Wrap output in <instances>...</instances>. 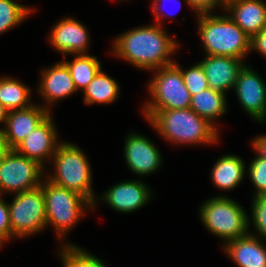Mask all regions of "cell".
Wrapping results in <instances>:
<instances>
[{"mask_svg": "<svg viewBox=\"0 0 266 267\" xmlns=\"http://www.w3.org/2000/svg\"><path fill=\"white\" fill-rule=\"evenodd\" d=\"M72 60L63 57V62L68 67L77 91H83L102 68L100 60L90 54L72 55Z\"/></svg>", "mask_w": 266, "mask_h": 267, "instance_id": "obj_24", "label": "cell"}, {"mask_svg": "<svg viewBox=\"0 0 266 267\" xmlns=\"http://www.w3.org/2000/svg\"><path fill=\"white\" fill-rule=\"evenodd\" d=\"M6 241L0 236V249L4 246Z\"/></svg>", "mask_w": 266, "mask_h": 267, "instance_id": "obj_37", "label": "cell"}, {"mask_svg": "<svg viewBox=\"0 0 266 267\" xmlns=\"http://www.w3.org/2000/svg\"><path fill=\"white\" fill-rule=\"evenodd\" d=\"M40 186L45 197L47 228L52 227L60 244H72L66 241L68 233L83 219L87 209L93 212V204L81 194L55 185L46 178Z\"/></svg>", "mask_w": 266, "mask_h": 267, "instance_id": "obj_5", "label": "cell"}, {"mask_svg": "<svg viewBox=\"0 0 266 267\" xmlns=\"http://www.w3.org/2000/svg\"><path fill=\"white\" fill-rule=\"evenodd\" d=\"M0 195V236L7 242L12 240V228L9 214V204Z\"/></svg>", "mask_w": 266, "mask_h": 267, "instance_id": "obj_30", "label": "cell"}, {"mask_svg": "<svg viewBox=\"0 0 266 267\" xmlns=\"http://www.w3.org/2000/svg\"><path fill=\"white\" fill-rule=\"evenodd\" d=\"M246 164L242 157L224 154L218 158L211 169V181L220 191H233L245 178Z\"/></svg>", "mask_w": 266, "mask_h": 267, "instance_id": "obj_20", "label": "cell"}, {"mask_svg": "<svg viewBox=\"0 0 266 267\" xmlns=\"http://www.w3.org/2000/svg\"><path fill=\"white\" fill-rule=\"evenodd\" d=\"M123 155L131 173L145 177L158 172L163 155L150 138L131 131L125 137Z\"/></svg>", "mask_w": 266, "mask_h": 267, "instance_id": "obj_12", "label": "cell"}, {"mask_svg": "<svg viewBox=\"0 0 266 267\" xmlns=\"http://www.w3.org/2000/svg\"><path fill=\"white\" fill-rule=\"evenodd\" d=\"M8 150L3 131L0 130V160Z\"/></svg>", "mask_w": 266, "mask_h": 267, "instance_id": "obj_36", "label": "cell"}, {"mask_svg": "<svg viewBox=\"0 0 266 267\" xmlns=\"http://www.w3.org/2000/svg\"><path fill=\"white\" fill-rule=\"evenodd\" d=\"M199 62L204 69L209 88L225 94L233 91L238 74L246 64L243 59L213 55H205V59Z\"/></svg>", "mask_w": 266, "mask_h": 267, "instance_id": "obj_17", "label": "cell"}, {"mask_svg": "<svg viewBox=\"0 0 266 267\" xmlns=\"http://www.w3.org/2000/svg\"><path fill=\"white\" fill-rule=\"evenodd\" d=\"M43 100L40 105L52 113L51 106L78 93L71 73L66 64L61 61L40 71V80L36 88ZM45 103V104H44Z\"/></svg>", "mask_w": 266, "mask_h": 267, "instance_id": "obj_15", "label": "cell"}, {"mask_svg": "<svg viewBox=\"0 0 266 267\" xmlns=\"http://www.w3.org/2000/svg\"><path fill=\"white\" fill-rule=\"evenodd\" d=\"M237 100L257 123L266 122V83L249 64L240 70L234 86Z\"/></svg>", "mask_w": 266, "mask_h": 267, "instance_id": "obj_10", "label": "cell"}, {"mask_svg": "<svg viewBox=\"0 0 266 267\" xmlns=\"http://www.w3.org/2000/svg\"><path fill=\"white\" fill-rule=\"evenodd\" d=\"M152 73L154 76L146 88L150 97L141 108L145 121L148 122L160 110L190 108L192 96L175 63L155 69Z\"/></svg>", "mask_w": 266, "mask_h": 267, "instance_id": "obj_6", "label": "cell"}, {"mask_svg": "<svg viewBox=\"0 0 266 267\" xmlns=\"http://www.w3.org/2000/svg\"><path fill=\"white\" fill-rule=\"evenodd\" d=\"M222 13H198L195 16L204 54L246 60L251 53V37L226 12Z\"/></svg>", "mask_w": 266, "mask_h": 267, "instance_id": "obj_3", "label": "cell"}, {"mask_svg": "<svg viewBox=\"0 0 266 267\" xmlns=\"http://www.w3.org/2000/svg\"><path fill=\"white\" fill-rule=\"evenodd\" d=\"M221 91L207 88L198 95L191 97L190 108L200 117L206 119L219 132L217 120L227 114V96Z\"/></svg>", "mask_w": 266, "mask_h": 267, "instance_id": "obj_21", "label": "cell"}, {"mask_svg": "<svg viewBox=\"0 0 266 267\" xmlns=\"http://www.w3.org/2000/svg\"><path fill=\"white\" fill-rule=\"evenodd\" d=\"M82 92L84 104L108 105L116 102L118 99L120 84L101 68L93 81Z\"/></svg>", "mask_w": 266, "mask_h": 267, "instance_id": "obj_22", "label": "cell"}, {"mask_svg": "<svg viewBox=\"0 0 266 267\" xmlns=\"http://www.w3.org/2000/svg\"><path fill=\"white\" fill-rule=\"evenodd\" d=\"M52 172H45V178L60 187L73 190L93 205L98 194L92 187V168L86 153L74 143L62 141L51 159ZM48 174V175H47Z\"/></svg>", "mask_w": 266, "mask_h": 267, "instance_id": "obj_4", "label": "cell"}, {"mask_svg": "<svg viewBox=\"0 0 266 267\" xmlns=\"http://www.w3.org/2000/svg\"><path fill=\"white\" fill-rule=\"evenodd\" d=\"M45 170L37 161L9 149L0 160V195L12 196L39 187Z\"/></svg>", "mask_w": 266, "mask_h": 267, "instance_id": "obj_9", "label": "cell"}, {"mask_svg": "<svg viewBox=\"0 0 266 267\" xmlns=\"http://www.w3.org/2000/svg\"><path fill=\"white\" fill-rule=\"evenodd\" d=\"M175 64L180 68L184 84L191 96L198 95L200 92L209 88L208 80L200 62L192 64V66L186 68V70L183 66L179 65L177 60H175Z\"/></svg>", "mask_w": 266, "mask_h": 267, "instance_id": "obj_27", "label": "cell"}, {"mask_svg": "<svg viewBox=\"0 0 266 267\" xmlns=\"http://www.w3.org/2000/svg\"><path fill=\"white\" fill-rule=\"evenodd\" d=\"M251 198V215H248L249 233L266 240V195ZM251 224L256 232L251 231Z\"/></svg>", "mask_w": 266, "mask_h": 267, "instance_id": "obj_28", "label": "cell"}, {"mask_svg": "<svg viewBox=\"0 0 266 267\" xmlns=\"http://www.w3.org/2000/svg\"><path fill=\"white\" fill-rule=\"evenodd\" d=\"M9 204L12 239L38 235L47 229L45 197L41 186L13 194Z\"/></svg>", "mask_w": 266, "mask_h": 267, "instance_id": "obj_8", "label": "cell"}, {"mask_svg": "<svg viewBox=\"0 0 266 267\" xmlns=\"http://www.w3.org/2000/svg\"><path fill=\"white\" fill-rule=\"evenodd\" d=\"M180 43L166 29L156 23L132 28L116 36L112 41L111 54L131 66L153 71L175 63Z\"/></svg>", "mask_w": 266, "mask_h": 267, "instance_id": "obj_1", "label": "cell"}, {"mask_svg": "<svg viewBox=\"0 0 266 267\" xmlns=\"http://www.w3.org/2000/svg\"><path fill=\"white\" fill-rule=\"evenodd\" d=\"M224 12L249 37L266 27V2L264 0H230Z\"/></svg>", "mask_w": 266, "mask_h": 267, "instance_id": "obj_18", "label": "cell"}, {"mask_svg": "<svg viewBox=\"0 0 266 267\" xmlns=\"http://www.w3.org/2000/svg\"><path fill=\"white\" fill-rule=\"evenodd\" d=\"M151 10H152V12H153V15H154V17H155V23L156 24H159V25H161V26H164L163 24H162V22H163V20H162V18L164 17H166V18H170V16H172V12H166L165 13V11H164V7H165V4H167V3H177L178 2V4H180V5H178L179 6V8H181L180 6H181V4H182V2L180 1V0H151ZM183 2H185L186 3V5H188V7L195 13L194 15H197V13L190 7V5L188 4V2L186 1V0H183ZM177 12V11H176ZM174 14V13H173ZM176 14V13H175ZM162 20V21H161Z\"/></svg>", "mask_w": 266, "mask_h": 267, "instance_id": "obj_32", "label": "cell"}, {"mask_svg": "<svg viewBox=\"0 0 266 267\" xmlns=\"http://www.w3.org/2000/svg\"><path fill=\"white\" fill-rule=\"evenodd\" d=\"M236 201L226 195H217L208 198L199 207L204 228L221 239L223 246L249 233L247 211Z\"/></svg>", "mask_w": 266, "mask_h": 267, "instance_id": "obj_7", "label": "cell"}, {"mask_svg": "<svg viewBox=\"0 0 266 267\" xmlns=\"http://www.w3.org/2000/svg\"><path fill=\"white\" fill-rule=\"evenodd\" d=\"M148 123L162 139L176 146H210L221 140V132L191 108L160 110Z\"/></svg>", "mask_w": 266, "mask_h": 267, "instance_id": "obj_2", "label": "cell"}, {"mask_svg": "<svg viewBox=\"0 0 266 267\" xmlns=\"http://www.w3.org/2000/svg\"><path fill=\"white\" fill-rule=\"evenodd\" d=\"M251 141L254 152L266 160V134H259L252 138Z\"/></svg>", "mask_w": 266, "mask_h": 267, "instance_id": "obj_34", "label": "cell"}, {"mask_svg": "<svg viewBox=\"0 0 266 267\" xmlns=\"http://www.w3.org/2000/svg\"><path fill=\"white\" fill-rule=\"evenodd\" d=\"M48 34L50 46L64 56L89 54L90 32L74 17H64L52 26Z\"/></svg>", "mask_w": 266, "mask_h": 267, "instance_id": "obj_14", "label": "cell"}, {"mask_svg": "<svg viewBox=\"0 0 266 267\" xmlns=\"http://www.w3.org/2000/svg\"><path fill=\"white\" fill-rule=\"evenodd\" d=\"M58 258L62 267H108L101 258L77 244H59ZM89 251V252H88Z\"/></svg>", "mask_w": 266, "mask_h": 267, "instance_id": "obj_25", "label": "cell"}, {"mask_svg": "<svg viewBox=\"0 0 266 267\" xmlns=\"http://www.w3.org/2000/svg\"><path fill=\"white\" fill-rule=\"evenodd\" d=\"M246 168L248 178L255 187V193L252 197L266 195V160L261 158L257 153L249 162Z\"/></svg>", "mask_w": 266, "mask_h": 267, "instance_id": "obj_29", "label": "cell"}, {"mask_svg": "<svg viewBox=\"0 0 266 267\" xmlns=\"http://www.w3.org/2000/svg\"><path fill=\"white\" fill-rule=\"evenodd\" d=\"M50 112L39 102L25 109L11 110L8 113L3 135L8 149H14L24 140Z\"/></svg>", "mask_w": 266, "mask_h": 267, "instance_id": "obj_16", "label": "cell"}, {"mask_svg": "<svg viewBox=\"0 0 266 267\" xmlns=\"http://www.w3.org/2000/svg\"><path fill=\"white\" fill-rule=\"evenodd\" d=\"M265 240L248 233L244 237L227 242L223 246L226 253L237 267H266Z\"/></svg>", "mask_w": 266, "mask_h": 267, "instance_id": "obj_19", "label": "cell"}, {"mask_svg": "<svg viewBox=\"0 0 266 267\" xmlns=\"http://www.w3.org/2000/svg\"><path fill=\"white\" fill-rule=\"evenodd\" d=\"M32 89L16 77L0 75V104L8 111L25 109L33 105Z\"/></svg>", "mask_w": 266, "mask_h": 267, "instance_id": "obj_23", "label": "cell"}, {"mask_svg": "<svg viewBox=\"0 0 266 267\" xmlns=\"http://www.w3.org/2000/svg\"><path fill=\"white\" fill-rule=\"evenodd\" d=\"M250 50L251 52L254 50L266 58V27L251 37Z\"/></svg>", "mask_w": 266, "mask_h": 267, "instance_id": "obj_33", "label": "cell"}, {"mask_svg": "<svg viewBox=\"0 0 266 267\" xmlns=\"http://www.w3.org/2000/svg\"><path fill=\"white\" fill-rule=\"evenodd\" d=\"M8 113L9 111L2 104H0V124H3L2 127H0L1 131H3L5 127Z\"/></svg>", "mask_w": 266, "mask_h": 267, "instance_id": "obj_35", "label": "cell"}, {"mask_svg": "<svg viewBox=\"0 0 266 267\" xmlns=\"http://www.w3.org/2000/svg\"><path fill=\"white\" fill-rule=\"evenodd\" d=\"M35 11V7L25 6L15 0H0V35L21 25Z\"/></svg>", "mask_w": 266, "mask_h": 267, "instance_id": "obj_26", "label": "cell"}, {"mask_svg": "<svg viewBox=\"0 0 266 267\" xmlns=\"http://www.w3.org/2000/svg\"><path fill=\"white\" fill-rule=\"evenodd\" d=\"M190 7L198 13L216 12L215 10L223 9L225 11L227 2L225 0H186ZM219 8V9H217Z\"/></svg>", "mask_w": 266, "mask_h": 267, "instance_id": "obj_31", "label": "cell"}, {"mask_svg": "<svg viewBox=\"0 0 266 267\" xmlns=\"http://www.w3.org/2000/svg\"><path fill=\"white\" fill-rule=\"evenodd\" d=\"M152 193L151 188L141 179L124 180L113 184L103 194L98 195L93 210L95 211L100 200L116 212L125 214L135 212L153 199Z\"/></svg>", "mask_w": 266, "mask_h": 267, "instance_id": "obj_11", "label": "cell"}, {"mask_svg": "<svg viewBox=\"0 0 266 267\" xmlns=\"http://www.w3.org/2000/svg\"><path fill=\"white\" fill-rule=\"evenodd\" d=\"M50 113L14 150L29 159L37 161L48 172L47 164L53 158L58 145V131Z\"/></svg>", "mask_w": 266, "mask_h": 267, "instance_id": "obj_13", "label": "cell"}]
</instances>
